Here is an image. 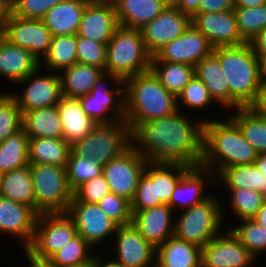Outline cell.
Masks as SVG:
<instances>
[{
	"label": "cell",
	"mask_w": 266,
	"mask_h": 267,
	"mask_svg": "<svg viewBox=\"0 0 266 267\" xmlns=\"http://www.w3.org/2000/svg\"><path fill=\"white\" fill-rule=\"evenodd\" d=\"M178 110L172 115L144 121L131 131V146L148 162L201 165L203 123Z\"/></svg>",
	"instance_id": "obj_1"
},
{
	"label": "cell",
	"mask_w": 266,
	"mask_h": 267,
	"mask_svg": "<svg viewBox=\"0 0 266 267\" xmlns=\"http://www.w3.org/2000/svg\"><path fill=\"white\" fill-rule=\"evenodd\" d=\"M207 119L203 123L201 166L215 176L226 167L254 164L258 153L245 140L238 125L230 118Z\"/></svg>",
	"instance_id": "obj_2"
},
{
	"label": "cell",
	"mask_w": 266,
	"mask_h": 267,
	"mask_svg": "<svg viewBox=\"0 0 266 267\" xmlns=\"http://www.w3.org/2000/svg\"><path fill=\"white\" fill-rule=\"evenodd\" d=\"M125 122L132 131L144 121L178 111L177 97L170 93L150 69L124 81Z\"/></svg>",
	"instance_id": "obj_3"
},
{
	"label": "cell",
	"mask_w": 266,
	"mask_h": 267,
	"mask_svg": "<svg viewBox=\"0 0 266 267\" xmlns=\"http://www.w3.org/2000/svg\"><path fill=\"white\" fill-rule=\"evenodd\" d=\"M218 58L230 87V110L250 107L256 100L261 83L258 56L250 43L216 47Z\"/></svg>",
	"instance_id": "obj_4"
},
{
	"label": "cell",
	"mask_w": 266,
	"mask_h": 267,
	"mask_svg": "<svg viewBox=\"0 0 266 267\" xmlns=\"http://www.w3.org/2000/svg\"><path fill=\"white\" fill-rule=\"evenodd\" d=\"M152 55L139 29L118 26L107 43L105 73L122 81L150 70Z\"/></svg>",
	"instance_id": "obj_5"
},
{
	"label": "cell",
	"mask_w": 266,
	"mask_h": 267,
	"mask_svg": "<svg viewBox=\"0 0 266 267\" xmlns=\"http://www.w3.org/2000/svg\"><path fill=\"white\" fill-rule=\"evenodd\" d=\"M221 199L211 193L201 203L182 211L175 219L174 236L203 248L223 231V215L226 213Z\"/></svg>",
	"instance_id": "obj_6"
},
{
	"label": "cell",
	"mask_w": 266,
	"mask_h": 267,
	"mask_svg": "<svg viewBox=\"0 0 266 267\" xmlns=\"http://www.w3.org/2000/svg\"><path fill=\"white\" fill-rule=\"evenodd\" d=\"M130 147V127L125 121H116L97 124L84 138L71 145V151L78 157L94 158L104 167Z\"/></svg>",
	"instance_id": "obj_7"
},
{
	"label": "cell",
	"mask_w": 266,
	"mask_h": 267,
	"mask_svg": "<svg viewBox=\"0 0 266 267\" xmlns=\"http://www.w3.org/2000/svg\"><path fill=\"white\" fill-rule=\"evenodd\" d=\"M34 187L35 212L65 213L73 199L65 167L29 164Z\"/></svg>",
	"instance_id": "obj_8"
},
{
	"label": "cell",
	"mask_w": 266,
	"mask_h": 267,
	"mask_svg": "<svg viewBox=\"0 0 266 267\" xmlns=\"http://www.w3.org/2000/svg\"><path fill=\"white\" fill-rule=\"evenodd\" d=\"M78 100L85 113L97 124L125 121L124 81L117 75L104 73L93 89Z\"/></svg>",
	"instance_id": "obj_9"
},
{
	"label": "cell",
	"mask_w": 266,
	"mask_h": 267,
	"mask_svg": "<svg viewBox=\"0 0 266 267\" xmlns=\"http://www.w3.org/2000/svg\"><path fill=\"white\" fill-rule=\"evenodd\" d=\"M76 235L74 222L66 212L42 213L37 216L33 240L27 249L49 259Z\"/></svg>",
	"instance_id": "obj_10"
},
{
	"label": "cell",
	"mask_w": 266,
	"mask_h": 267,
	"mask_svg": "<svg viewBox=\"0 0 266 267\" xmlns=\"http://www.w3.org/2000/svg\"><path fill=\"white\" fill-rule=\"evenodd\" d=\"M40 69L43 68L39 67L25 79L17 82L18 86L26 85L20 94L11 92L22 114L38 108L55 106L63 97L59 73L46 71L47 74H40L45 71Z\"/></svg>",
	"instance_id": "obj_11"
},
{
	"label": "cell",
	"mask_w": 266,
	"mask_h": 267,
	"mask_svg": "<svg viewBox=\"0 0 266 267\" xmlns=\"http://www.w3.org/2000/svg\"><path fill=\"white\" fill-rule=\"evenodd\" d=\"M66 214L74 222L77 234L94 248L111 240L118 227L96 203L81 202L74 195Z\"/></svg>",
	"instance_id": "obj_12"
},
{
	"label": "cell",
	"mask_w": 266,
	"mask_h": 267,
	"mask_svg": "<svg viewBox=\"0 0 266 267\" xmlns=\"http://www.w3.org/2000/svg\"><path fill=\"white\" fill-rule=\"evenodd\" d=\"M148 161L132 146L103 167L110 192L132 201Z\"/></svg>",
	"instance_id": "obj_13"
},
{
	"label": "cell",
	"mask_w": 266,
	"mask_h": 267,
	"mask_svg": "<svg viewBox=\"0 0 266 267\" xmlns=\"http://www.w3.org/2000/svg\"><path fill=\"white\" fill-rule=\"evenodd\" d=\"M225 230L201 248V267H251L257 259L229 228Z\"/></svg>",
	"instance_id": "obj_14"
},
{
	"label": "cell",
	"mask_w": 266,
	"mask_h": 267,
	"mask_svg": "<svg viewBox=\"0 0 266 267\" xmlns=\"http://www.w3.org/2000/svg\"><path fill=\"white\" fill-rule=\"evenodd\" d=\"M0 35L9 43L29 50L41 61L49 50L53 35L43 20L12 15Z\"/></svg>",
	"instance_id": "obj_15"
},
{
	"label": "cell",
	"mask_w": 266,
	"mask_h": 267,
	"mask_svg": "<svg viewBox=\"0 0 266 267\" xmlns=\"http://www.w3.org/2000/svg\"><path fill=\"white\" fill-rule=\"evenodd\" d=\"M213 50L207 37L191 24L179 37L160 48L151 61L186 63L196 67Z\"/></svg>",
	"instance_id": "obj_16"
},
{
	"label": "cell",
	"mask_w": 266,
	"mask_h": 267,
	"mask_svg": "<svg viewBox=\"0 0 266 267\" xmlns=\"http://www.w3.org/2000/svg\"><path fill=\"white\" fill-rule=\"evenodd\" d=\"M112 240L115 258L124 267H152L156 263V248L132 223L118 226Z\"/></svg>",
	"instance_id": "obj_17"
},
{
	"label": "cell",
	"mask_w": 266,
	"mask_h": 267,
	"mask_svg": "<svg viewBox=\"0 0 266 267\" xmlns=\"http://www.w3.org/2000/svg\"><path fill=\"white\" fill-rule=\"evenodd\" d=\"M191 25V17L170 4L140 30L148 52L153 56L165 44L179 37Z\"/></svg>",
	"instance_id": "obj_18"
},
{
	"label": "cell",
	"mask_w": 266,
	"mask_h": 267,
	"mask_svg": "<svg viewBox=\"0 0 266 267\" xmlns=\"http://www.w3.org/2000/svg\"><path fill=\"white\" fill-rule=\"evenodd\" d=\"M191 24L207 37L214 48L239 46L246 43L237 29L233 10L197 13L191 18Z\"/></svg>",
	"instance_id": "obj_19"
},
{
	"label": "cell",
	"mask_w": 266,
	"mask_h": 267,
	"mask_svg": "<svg viewBox=\"0 0 266 267\" xmlns=\"http://www.w3.org/2000/svg\"><path fill=\"white\" fill-rule=\"evenodd\" d=\"M118 26L114 3L89 1L83 10L76 35L107 44Z\"/></svg>",
	"instance_id": "obj_20"
},
{
	"label": "cell",
	"mask_w": 266,
	"mask_h": 267,
	"mask_svg": "<svg viewBox=\"0 0 266 267\" xmlns=\"http://www.w3.org/2000/svg\"><path fill=\"white\" fill-rule=\"evenodd\" d=\"M37 216L31 207L0 196V233L20 239L21 248L31 244Z\"/></svg>",
	"instance_id": "obj_21"
},
{
	"label": "cell",
	"mask_w": 266,
	"mask_h": 267,
	"mask_svg": "<svg viewBox=\"0 0 266 267\" xmlns=\"http://www.w3.org/2000/svg\"><path fill=\"white\" fill-rule=\"evenodd\" d=\"M132 224L147 242L155 248L174 235V210L161 204L146 210L132 211Z\"/></svg>",
	"instance_id": "obj_22"
},
{
	"label": "cell",
	"mask_w": 266,
	"mask_h": 267,
	"mask_svg": "<svg viewBox=\"0 0 266 267\" xmlns=\"http://www.w3.org/2000/svg\"><path fill=\"white\" fill-rule=\"evenodd\" d=\"M212 181L215 184V174L203 166L190 167L177 183L170 198V207L183 211L207 199L205 188Z\"/></svg>",
	"instance_id": "obj_23"
},
{
	"label": "cell",
	"mask_w": 266,
	"mask_h": 267,
	"mask_svg": "<svg viewBox=\"0 0 266 267\" xmlns=\"http://www.w3.org/2000/svg\"><path fill=\"white\" fill-rule=\"evenodd\" d=\"M40 67V61L27 49L9 43L0 35V77L12 82L25 79Z\"/></svg>",
	"instance_id": "obj_24"
},
{
	"label": "cell",
	"mask_w": 266,
	"mask_h": 267,
	"mask_svg": "<svg viewBox=\"0 0 266 267\" xmlns=\"http://www.w3.org/2000/svg\"><path fill=\"white\" fill-rule=\"evenodd\" d=\"M169 3V0H116L114 6L118 24L141 29L154 20Z\"/></svg>",
	"instance_id": "obj_25"
},
{
	"label": "cell",
	"mask_w": 266,
	"mask_h": 267,
	"mask_svg": "<svg viewBox=\"0 0 266 267\" xmlns=\"http://www.w3.org/2000/svg\"><path fill=\"white\" fill-rule=\"evenodd\" d=\"M57 107L63 139L70 145L84 138L97 125L82 109L78 98L63 96Z\"/></svg>",
	"instance_id": "obj_26"
},
{
	"label": "cell",
	"mask_w": 266,
	"mask_h": 267,
	"mask_svg": "<svg viewBox=\"0 0 266 267\" xmlns=\"http://www.w3.org/2000/svg\"><path fill=\"white\" fill-rule=\"evenodd\" d=\"M90 0H63L42 19L53 36L76 35L84 8Z\"/></svg>",
	"instance_id": "obj_27"
},
{
	"label": "cell",
	"mask_w": 266,
	"mask_h": 267,
	"mask_svg": "<svg viewBox=\"0 0 266 267\" xmlns=\"http://www.w3.org/2000/svg\"><path fill=\"white\" fill-rule=\"evenodd\" d=\"M195 74L208 88L210 97L225 111H230V87L218 58L212 53L195 67Z\"/></svg>",
	"instance_id": "obj_28"
},
{
	"label": "cell",
	"mask_w": 266,
	"mask_h": 267,
	"mask_svg": "<svg viewBox=\"0 0 266 267\" xmlns=\"http://www.w3.org/2000/svg\"><path fill=\"white\" fill-rule=\"evenodd\" d=\"M156 264L159 267H201V248L173 235L156 248Z\"/></svg>",
	"instance_id": "obj_29"
},
{
	"label": "cell",
	"mask_w": 266,
	"mask_h": 267,
	"mask_svg": "<svg viewBox=\"0 0 266 267\" xmlns=\"http://www.w3.org/2000/svg\"><path fill=\"white\" fill-rule=\"evenodd\" d=\"M105 73L103 68L75 63L59 72L62 95L79 98L88 94L96 81Z\"/></svg>",
	"instance_id": "obj_30"
},
{
	"label": "cell",
	"mask_w": 266,
	"mask_h": 267,
	"mask_svg": "<svg viewBox=\"0 0 266 267\" xmlns=\"http://www.w3.org/2000/svg\"><path fill=\"white\" fill-rule=\"evenodd\" d=\"M22 129L29 138H63V128L57 105L23 113Z\"/></svg>",
	"instance_id": "obj_31"
},
{
	"label": "cell",
	"mask_w": 266,
	"mask_h": 267,
	"mask_svg": "<svg viewBox=\"0 0 266 267\" xmlns=\"http://www.w3.org/2000/svg\"><path fill=\"white\" fill-rule=\"evenodd\" d=\"M71 145L63 138H29V164L66 167Z\"/></svg>",
	"instance_id": "obj_32"
},
{
	"label": "cell",
	"mask_w": 266,
	"mask_h": 267,
	"mask_svg": "<svg viewBox=\"0 0 266 267\" xmlns=\"http://www.w3.org/2000/svg\"><path fill=\"white\" fill-rule=\"evenodd\" d=\"M0 196L25 204L35 211V197L30 165L3 173Z\"/></svg>",
	"instance_id": "obj_33"
},
{
	"label": "cell",
	"mask_w": 266,
	"mask_h": 267,
	"mask_svg": "<svg viewBox=\"0 0 266 267\" xmlns=\"http://www.w3.org/2000/svg\"><path fill=\"white\" fill-rule=\"evenodd\" d=\"M238 125L245 140L258 154L266 153V117L251 107H240L228 114Z\"/></svg>",
	"instance_id": "obj_34"
},
{
	"label": "cell",
	"mask_w": 266,
	"mask_h": 267,
	"mask_svg": "<svg viewBox=\"0 0 266 267\" xmlns=\"http://www.w3.org/2000/svg\"><path fill=\"white\" fill-rule=\"evenodd\" d=\"M215 180L218 183L221 181L218 185L223 184L226 189L247 188L266 193V178L255 163L223 168Z\"/></svg>",
	"instance_id": "obj_35"
},
{
	"label": "cell",
	"mask_w": 266,
	"mask_h": 267,
	"mask_svg": "<svg viewBox=\"0 0 266 267\" xmlns=\"http://www.w3.org/2000/svg\"><path fill=\"white\" fill-rule=\"evenodd\" d=\"M75 63H78L77 35H61L53 36L48 52L40 61V67L59 73Z\"/></svg>",
	"instance_id": "obj_36"
},
{
	"label": "cell",
	"mask_w": 266,
	"mask_h": 267,
	"mask_svg": "<svg viewBox=\"0 0 266 267\" xmlns=\"http://www.w3.org/2000/svg\"><path fill=\"white\" fill-rule=\"evenodd\" d=\"M150 69L161 84L176 97L195 75V67L186 63L151 61Z\"/></svg>",
	"instance_id": "obj_37"
},
{
	"label": "cell",
	"mask_w": 266,
	"mask_h": 267,
	"mask_svg": "<svg viewBox=\"0 0 266 267\" xmlns=\"http://www.w3.org/2000/svg\"><path fill=\"white\" fill-rule=\"evenodd\" d=\"M29 165V137L21 129L0 143V171L2 173Z\"/></svg>",
	"instance_id": "obj_38"
},
{
	"label": "cell",
	"mask_w": 266,
	"mask_h": 267,
	"mask_svg": "<svg viewBox=\"0 0 266 267\" xmlns=\"http://www.w3.org/2000/svg\"><path fill=\"white\" fill-rule=\"evenodd\" d=\"M161 204L164 203L158 197L157 163L148 162L131 201L132 211L146 210Z\"/></svg>",
	"instance_id": "obj_39"
},
{
	"label": "cell",
	"mask_w": 266,
	"mask_h": 267,
	"mask_svg": "<svg viewBox=\"0 0 266 267\" xmlns=\"http://www.w3.org/2000/svg\"><path fill=\"white\" fill-rule=\"evenodd\" d=\"M93 249L81 235L77 234L49 259L53 267H77L93 259Z\"/></svg>",
	"instance_id": "obj_40"
},
{
	"label": "cell",
	"mask_w": 266,
	"mask_h": 267,
	"mask_svg": "<svg viewBox=\"0 0 266 267\" xmlns=\"http://www.w3.org/2000/svg\"><path fill=\"white\" fill-rule=\"evenodd\" d=\"M229 195V208L239 221L253 219L264 201V194L260 191L239 188L227 189Z\"/></svg>",
	"instance_id": "obj_41"
},
{
	"label": "cell",
	"mask_w": 266,
	"mask_h": 267,
	"mask_svg": "<svg viewBox=\"0 0 266 267\" xmlns=\"http://www.w3.org/2000/svg\"><path fill=\"white\" fill-rule=\"evenodd\" d=\"M65 169L67 183L73 192L84 182L101 175L103 172V166L94 158L78 157L72 151Z\"/></svg>",
	"instance_id": "obj_42"
},
{
	"label": "cell",
	"mask_w": 266,
	"mask_h": 267,
	"mask_svg": "<svg viewBox=\"0 0 266 267\" xmlns=\"http://www.w3.org/2000/svg\"><path fill=\"white\" fill-rule=\"evenodd\" d=\"M233 11L239 34L246 43L266 28V4L248 8L233 7Z\"/></svg>",
	"instance_id": "obj_43"
},
{
	"label": "cell",
	"mask_w": 266,
	"mask_h": 267,
	"mask_svg": "<svg viewBox=\"0 0 266 267\" xmlns=\"http://www.w3.org/2000/svg\"><path fill=\"white\" fill-rule=\"evenodd\" d=\"M239 223L230 230L247 250L255 258H258L261 253L266 252V228L260 226L253 219L241 220Z\"/></svg>",
	"instance_id": "obj_44"
},
{
	"label": "cell",
	"mask_w": 266,
	"mask_h": 267,
	"mask_svg": "<svg viewBox=\"0 0 266 267\" xmlns=\"http://www.w3.org/2000/svg\"><path fill=\"white\" fill-rule=\"evenodd\" d=\"M0 92V143L22 129L23 114L9 92Z\"/></svg>",
	"instance_id": "obj_45"
},
{
	"label": "cell",
	"mask_w": 266,
	"mask_h": 267,
	"mask_svg": "<svg viewBox=\"0 0 266 267\" xmlns=\"http://www.w3.org/2000/svg\"><path fill=\"white\" fill-rule=\"evenodd\" d=\"M213 104L215 106V102L210 97L208 88L196 74L177 96V107L181 112L184 107L188 110H208Z\"/></svg>",
	"instance_id": "obj_46"
},
{
	"label": "cell",
	"mask_w": 266,
	"mask_h": 267,
	"mask_svg": "<svg viewBox=\"0 0 266 267\" xmlns=\"http://www.w3.org/2000/svg\"><path fill=\"white\" fill-rule=\"evenodd\" d=\"M190 167L182 164L157 163L158 197L170 206V198L182 175Z\"/></svg>",
	"instance_id": "obj_47"
},
{
	"label": "cell",
	"mask_w": 266,
	"mask_h": 267,
	"mask_svg": "<svg viewBox=\"0 0 266 267\" xmlns=\"http://www.w3.org/2000/svg\"><path fill=\"white\" fill-rule=\"evenodd\" d=\"M97 205L118 226L127 225L132 222L131 201L119 195L110 192Z\"/></svg>",
	"instance_id": "obj_48"
},
{
	"label": "cell",
	"mask_w": 266,
	"mask_h": 267,
	"mask_svg": "<svg viewBox=\"0 0 266 267\" xmlns=\"http://www.w3.org/2000/svg\"><path fill=\"white\" fill-rule=\"evenodd\" d=\"M107 44L77 36V61L80 64L96 66L105 70Z\"/></svg>",
	"instance_id": "obj_49"
},
{
	"label": "cell",
	"mask_w": 266,
	"mask_h": 267,
	"mask_svg": "<svg viewBox=\"0 0 266 267\" xmlns=\"http://www.w3.org/2000/svg\"><path fill=\"white\" fill-rule=\"evenodd\" d=\"M63 0H12V15L42 20L45 14Z\"/></svg>",
	"instance_id": "obj_50"
},
{
	"label": "cell",
	"mask_w": 266,
	"mask_h": 267,
	"mask_svg": "<svg viewBox=\"0 0 266 267\" xmlns=\"http://www.w3.org/2000/svg\"><path fill=\"white\" fill-rule=\"evenodd\" d=\"M108 193H110L109 185L102 173L80 185L73 195L81 202L97 204Z\"/></svg>",
	"instance_id": "obj_51"
},
{
	"label": "cell",
	"mask_w": 266,
	"mask_h": 267,
	"mask_svg": "<svg viewBox=\"0 0 266 267\" xmlns=\"http://www.w3.org/2000/svg\"><path fill=\"white\" fill-rule=\"evenodd\" d=\"M234 0H201L199 13H216L233 10Z\"/></svg>",
	"instance_id": "obj_52"
},
{
	"label": "cell",
	"mask_w": 266,
	"mask_h": 267,
	"mask_svg": "<svg viewBox=\"0 0 266 267\" xmlns=\"http://www.w3.org/2000/svg\"><path fill=\"white\" fill-rule=\"evenodd\" d=\"M180 12L189 15L191 18L199 13L201 0H169Z\"/></svg>",
	"instance_id": "obj_53"
},
{
	"label": "cell",
	"mask_w": 266,
	"mask_h": 267,
	"mask_svg": "<svg viewBox=\"0 0 266 267\" xmlns=\"http://www.w3.org/2000/svg\"><path fill=\"white\" fill-rule=\"evenodd\" d=\"M250 107L256 113L266 117V79H261L257 98Z\"/></svg>",
	"instance_id": "obj_54"
},
{
	"label": "cell",
	"mask_w": 266,
	"mask_h": 267,
	"mask_svg": "<svg viewBox=\"0 0 266 267\" xmlns=\"http://www.w3.org/2000/svg\"><path fill=\"white\" fill-rule=\"evenodd\" d=\"M249 43L255 54H266V28L261 30Z\"/></svg>",
	"instance_id": "obj_55"
},
{
	"label": "cell",
	"mask_w": 266,
	"mask_h": 267,
	"mask_svg": "<svg viewBox=\"0 0 266 267\" xmlns=\"http://www.w3.org/2000/svg\"><path fill=\"white\" fill-rule=\"evenodd\" d=\"M23 252L25 253L27 260L29 261L27 262L30 265L28 267H53L50 259L35 256L27 248H23Z\"/></svg>",
	"instance_id": "obj_56"
},
{
	"label": "cell",
	"mask_w": 266,
	"mask_h": 267,
	"mask_svg": "<svg viewBox=\"0 0 266 267\" xmlns=\"http://www.w3.org/2000/svg\"><path fill=\"white\" fill-rule=\"evenodd\" d=\"M12 16V0H0V31Z\"/></svg>",
	"instance_id": "obj_57"
},
{
	"label": "cell",
	"mask_w": 266,
	"mask_h": 267,
	"mask_svg": "<svg viewBox=\"0 0 266 267\" xmlns=\"http://www.w3.org/2000/svg\"><path fill=\"white\" fill-rule=\"evenodd\" d=\"M96 267H124L120 262H118L115 258L107 261H102L103 258L96 256L94 253L93 259Z\"/></svg>",
	"instance_id": "obj_58"
},
{
	"label": "cell",
	"mask_w": 266,
	"mask_h": 267,
	"mask_svg": "<svg viewBox=\"0 0 266 267\" xmlns=\"http://www.w3.org/2000/svg\"><path fill=\"white\" fill-rule=\"evenodd\" d=\"M266 4V0H234V7H256Z\"/></svg>",
	"instance_id": "obj_59"
},
{
	"label": "cell",
	"mask_w": 266,
	"mask_h": 267,
	"mask_svg": "<svg viewBox=\"0 0 266 267\" xmlns=\"http://www.w3.org/2000/svg\"><path fill=\"white\" fill-rule=\"evenodd\" d=\"M253 220L256 221L260 226L266 228V202L263 203Z\"/></svg>",
	"instance_id": "obj_60"
},
{
	"label": "cell",
	"mask_w": 266,
	"mask_h": 267,
	"mask_svg": "<svg viewBox=\"0 0 266 267\" xmlns=\"http://www.w3.org/2000/svg\"><path fill=\"white\" fill-rule=\"evenodd\" d=\"M257 168L261 171V173L266 178V153L258 154L257 159L255 161Z\"/></svg>",
	"instance_id": "obj_61"
},
{
	"label": "cell",
	"mask_w": 266,
	"mask_h": 267,
	"mask_svg": "<svg viewBox=\"0 0 266 267\" xmlns=\"http://www.w3.org/2000/svg\"><path fill=\"white\" fill-rule=\"evenodd\" d=\"M259 59L261 79H266V54H256Z\"/></svg>",
	"instance_id": "obj_62"
},
{
	"label": "cell",
	"mask_w": 266,
	"mask_h": 267,
	"mask_svg": "<svg viewBox=\"0 0 266 267\" xmlns=\"http://www.w3.org/2000/svg\"><path fill=\"white\" fill-rule=\"evenodd\" d=\"M77 267H96L95 262L93 260H91L90 262L77 266Z\"/></svg>",
	"instance_id": "obj_63"
},
{
	"label": "cell",
	"mask_w": 266,
	"mask_h": 267,
	"mask_svg": "<svg viewBox=\"0 0 266 267\" xmlns=\"http://www.w3.org/2000/svg\"><path fill=\"white\" fill-rule=\"evenodd\" d=\"M92 2L114 3L116 0H90Z\"/></svg>",
	"instance_id": "obj_64"
},
{
	"label": "cell",
	"mask_w": 266,
	"mask_h": 267,
	"mask_svg": "<svg viewBox=\"0 0 266 267\" xmlns=\"http://www.w3.org/2000/svg\"><path fill=\"white\" fill-rule=\"evenodd\" d=\"M3 173L0 171V188H1V179H2Z\"/></svg>",
	"instance_id": "obj_65"
},
{
	"label": "cell",
	"mask_w": 266,
	"mask_h": 267,
	"mask_svg": "<svg viewBox=\"0 0 266 267\" xmlns=\"http://www.w3.org/2000/svg\"><path fill=\"white\" fill-rule=\"evenodd\" d=\"M264 201L266 202V193L264 194Z\"/></svg>",
	"instance_id": "obj_66"
},
{
	"label": "cell",
	"mask_w": 266,
	"mask_h": 267,
	"mask_svg": "<svg viewBox=\"0 0 266 267\" xmlns=\"http://www.w3.org/2000/svg\"><path fill=\"white\" fill-rule=\"evenodd\" d=\"M152 267H159L156 263Z\"/></svg>",
	"instance_id": "obj_67"
}]
</instances>
